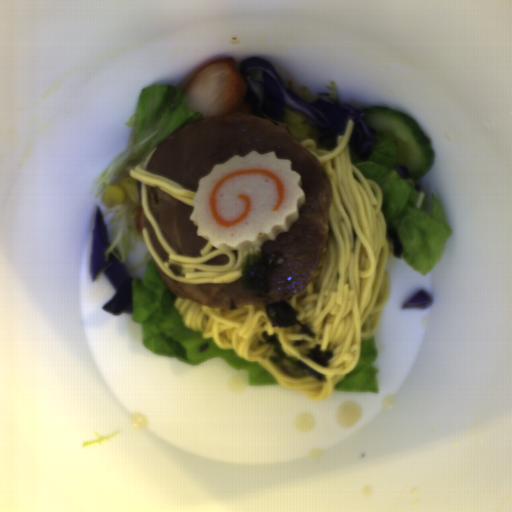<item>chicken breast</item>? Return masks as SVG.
Masks as SVG:
<instances>
[{
    "instance_id": "obj_1",
    "label": "chicken breast",
    "mask_w": 512,
    "mask_h": 512,
    "mask_svg": "<svg viewBox=\"0 0 512 512\" xmlns=\"http://www.w3.org/2000/svg\"><path fill=\"white\" fill-rule=\"evenodd\" d=\"M249 88L233 56L206 65L184 89L186 107L204 118L244 113L254 117L244 98Z\"/></svg>"
},
{
    "instance_id": "obj_2",
    "label": "chicken breast",
    "mask_w": 512,
    "mask_h": 512,
    "mask_svg": "<svg viewBox=\"0 0 512 512\" xmlns=\"http://www.w3.org/2000/svg\"><path fill=\"white\" fill-rule=\"evenodd\" d=\"M145 214H144V210H143V206L142 207H139L138 211H137V216H136V228L138 230V232L143 235V229L145 228Z\"/></svg>"
}]
</instances>
